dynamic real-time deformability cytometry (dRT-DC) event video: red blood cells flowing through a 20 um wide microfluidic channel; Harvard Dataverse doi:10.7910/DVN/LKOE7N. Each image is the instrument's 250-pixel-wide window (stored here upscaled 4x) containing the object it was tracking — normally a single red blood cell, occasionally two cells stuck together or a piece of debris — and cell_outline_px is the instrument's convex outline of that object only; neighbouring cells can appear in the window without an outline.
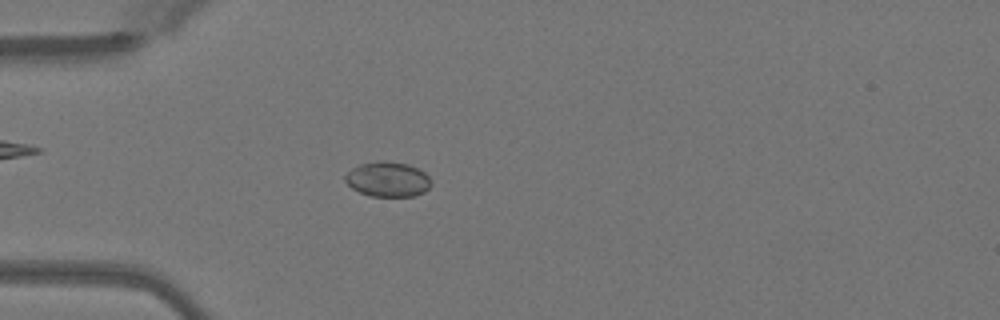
{"species": "Egyptian fruit bat (a non-hibernating species)", "species_latin": "Rousettus aegyptiacus", "temperature_condition": "warm", "stored_images_in_passage": 40, "camera_frame_rate_fps": 3000, "um_per_image_px": 0.085, "animal": {"sex": "female"}, "frame": {"image": 1, "passage_image": 5, "time_ms": 1.333, "image_size_px": [1000, 320], "cell_outline_px": [[432, 184], [424, 192], [412, 196], [368, 196], [352, 188], [344, 180], [344, 176], [352, 168], [360, 164], [380, 160], [408, 164], [424, 172], [432, 180]], "centroid_in_image_um": [32.95, 15.24], "position_along_channel_um": 52.0, "area_um2": 17.51}}
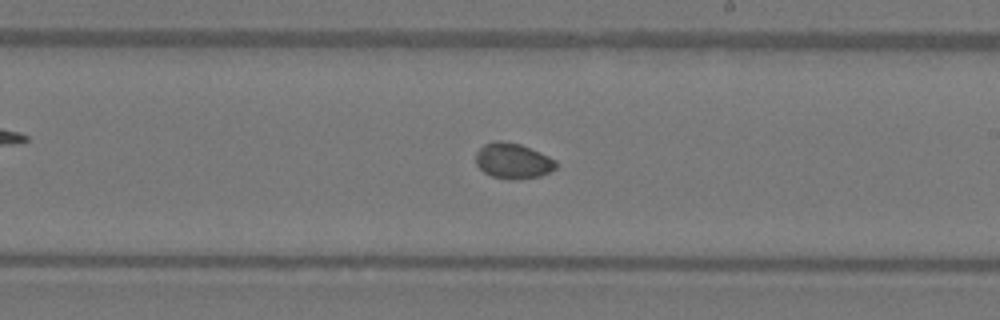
{"frame": {"image": 2, "passage_image": 20, "time_ms": 6.333, "image_size_px": [1000, 320], "cell_outline_px": [[556, 168], [540, 176], [512, 180], [508, 180], [492, 176], [484, 172], [476, 164], [476, 152], [484, 144], [492, 140], [500, 140], [520, 144], [548, 156], [556, 160]], "centroid_in_image_um": [43.57, 13.67], "position_along_channel_um": 245.4, "area_um2": 16.59}}
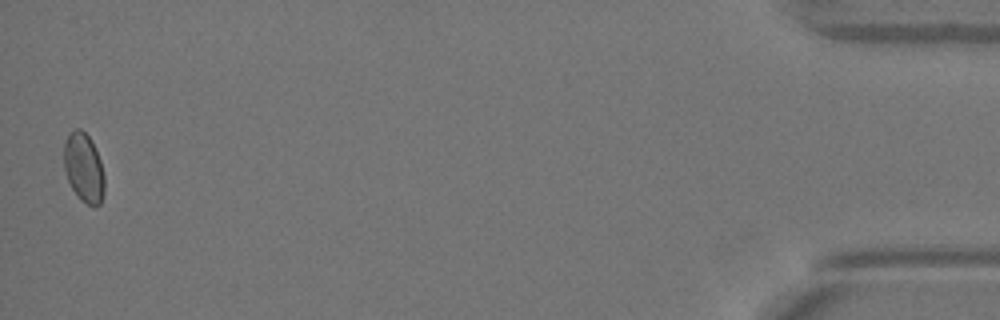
{"frame": {"image": 3, "passage_image": 40, "time_ms": 13.0, "image_size_px": [1000, 320], "cell_outline_px": [[104, 192], [100, 204], [92, 208], [80, 200], [76, 196], [68, 180], [64, 168], [64, 144], [68, 132], [76, 128], [80, 128], [88, 136], [100, 160], [104, 176]], "centroid_in_image_um": [7.11, 14.29], "position_along_channel_um": 428.1, "area_um2": 16.42}}